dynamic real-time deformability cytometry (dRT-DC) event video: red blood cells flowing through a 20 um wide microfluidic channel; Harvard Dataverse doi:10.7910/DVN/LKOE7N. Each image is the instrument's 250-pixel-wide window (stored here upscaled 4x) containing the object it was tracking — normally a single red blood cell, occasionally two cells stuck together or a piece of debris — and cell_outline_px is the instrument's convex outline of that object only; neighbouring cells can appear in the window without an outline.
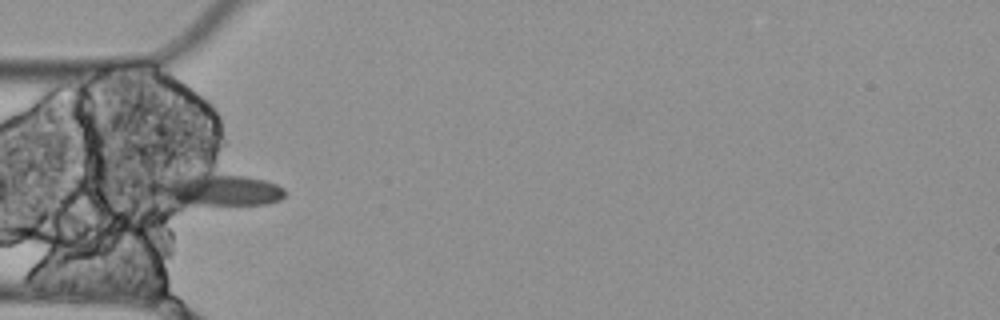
{"species": "Egyptian fruit bat (a non-hibernating species)", "species_latin": "Rousettus aegyptiacus", "temperature_condition": "cold", "stored_images_in_passage": 5, "camera_frame_rate_fps": 3000, "um_per_image_px": 0.085, "animal": {"sex": "female"}, "frame": {"image": 1, "passage_image": 5, "time_ms": 1.333, "image_size_px": [1000, 320], "cell_outline_px": [[284, 196], [280, 200], [268, 204], [180, 208], [176, 208], [148, 192], [148, 180], [172, 172], [204, 172], [244, 176], [264, 180], [276, 184], [284, 188]], "centroid_in_image_um": [18.11, 16.15], "position_along_channel_um": 66.9, "area_um2": 27.86}}